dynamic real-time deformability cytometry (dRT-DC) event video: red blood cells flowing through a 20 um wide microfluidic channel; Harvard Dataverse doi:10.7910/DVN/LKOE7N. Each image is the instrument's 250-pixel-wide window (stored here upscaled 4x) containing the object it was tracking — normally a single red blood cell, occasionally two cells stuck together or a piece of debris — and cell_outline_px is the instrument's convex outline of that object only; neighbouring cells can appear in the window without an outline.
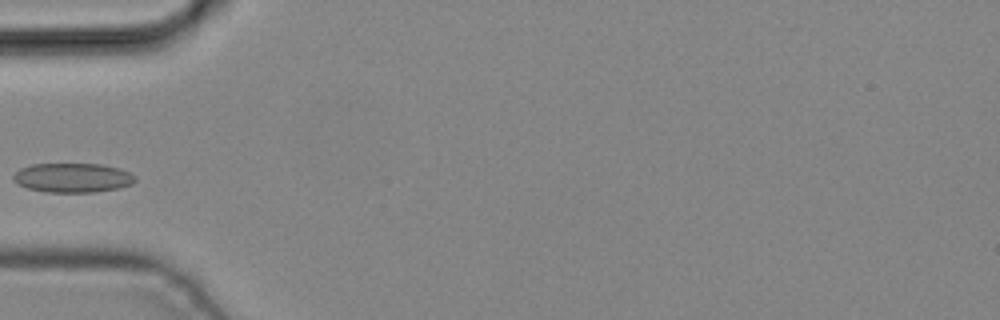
{"species": "common noctule bat (a hibernating species)", "species_latin": "Nyctalus noctula", "temperature_condition": "cold", "stored_images_in_passage": 3, "camera_frame_rate_fps": 3000, "um_per_image_px": 0.085, "animal": {"sex": "male", "body_mass_g": 19.2, "forearm_length_mm": 51.8}, "frame": {"image": 1, "passage_image": 3, "time_ms": 0.667, "image_size_px": [1000, 320], "cell_outline_px": [[136, 180], [132, 184], [120, 188], [96, 192], [48, 192], [28, 188], [12, 180], [12, 176], [20, 168], [32, 164], [100, 164], [120, 168], [136, 176]], "centroid_in_image_um": [6.2, 15.11], "position_along_channel_um": 78.8, "area_um2": 20.87}}